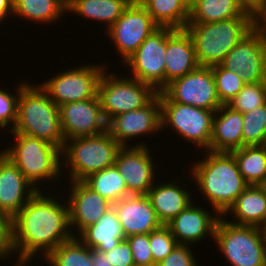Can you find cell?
Masks as SVG:
<instances>
[{
  "instance_id": "cell-1",
  "label": "cell",
  "mask_w": 266,
  "mask_h": 266,
  "mask_svg": "<svg viewBox=\"0 0 266 266\" xmlns=\"http://www.w3.org/2000/svg\"><path fill=\"white\" fill-rule=\"evenodd\" d=\"M47 195L37 191L8 221L9 257L18 254L14 266L30 265L39 253L45 259L59 244L73 237L67 200L63 203L55 194Z\"/></svg>"
},
{
  "instance_id": "cell-2",
  "label": "cell",
  "mask_w": 266,
  "mask_h": 266,
  "mask_svg": "<svg viewBox=\"0 0 266 266\" xmlns=\"http://www.w3.org/2000/svg\"><path fill=\"white\" fill-rule=\"evenodd\" d=\"M204 158L192 162L190 179L194 180L215 214L223 216L248 187L235 157L228 152L204 151Z\"/></svg>"
},
{
  "instance_id": "cell-3",
  "label": "cell",
  "mask_w": 266,
  "mask_h": 266,
  "mask_svg": "<svg viewBox=\"0 0 266 266\" xmlns=\"http://www.w3.org/2000/svg\"><path fill=\"white\" fill-rule=\"evenodd\" d=\"M32 84L29 80L21 81L17 119L12 131L44 140L61 150L65 138L59 107L40 84Z\"/></svg>"
},
{
  "instance_id": "cell-4",
  "label": "cell",
  "mask_w": 266,
  "mask_h": 266,
  "mask_svg": "<svg viewBox=\"0 0 266 266\" xmlns=\"http://www.w3.org/2000/svg\"><path fill=\"white\" fill-rule=\"evenodd\" d=\"M199 66L220 64L237 43L252 30V11L214 23H188Z\"/></svg>"
},
{
  "instance_id": "cell-5",
  "label": "cell",
  "mask_w": 266,
  "mask_h": 266,
  "mask_svg": "<svg viewBox=\"0 0 266 266\" xmlns=\"http://www.w3.org/2000/svg\"><path fill=\"white\" fill-rule=\"evenodd\" d=\"M13 145L0 152L24 174V177L38 190L41 182L58 181L62 174L61 150L44 140L15 133L12 130ZM55 179V180H54ZM40 183V184H39Z\"/></svg>"
},
{
  "instance_id": "cell-6",
  "label": "cell",
  "mask_w": 266,
  "mask_h": 266,
  "mask_svg": "<svg viewBox=\"0 0 266 266\" xmlns=\"http://www.w3.org/2000/svg\"><path fill=\"white\" fill-rule=\"evenodd\" d=\"M122 146L106 130L87 137L64 141L61 164L69 171V181H83L89 175L114 166L116 155ZM67 164V165H66Z\"/></svg>"
},
{
  "instance_id": "cell-7",
  "label": "cell",
  "mask_w": 266,
  "mask_h": 266,
  "mask_svg": "<svg viewBox=\"0 0 266 266\" xmlns=\"http://www.w3.org/2000/svg\"><path fill=\"white\" fill-rule=\"evenodd\" d=\"M221 216L214 243L231 266H266V250L257 226L235 225Z\"/></svg>"
},
{
  "instance_id": "cell-8",
  "label": "cell",
  "mask_w": 266,
  "mask_h": 266,
  "mask_svg": "<svg viewBox=\"0 0 266 266\" xmlns=\"http://www.w3.org/2000/svg\"><path fill=\"white\" fill-rule=\"evenodd\" d=\"M105 71L99 80L97 95L107 122L118 114L145 107L159 93L153 86L133 77H118L114 72L107 73V68Z\"/></svg>"
},
{
  "instance_id": "cell-9",
  "label": "cell",
  "mask_w": 266,
  "mask_h": 266,
  "mask_svg": "<svg viewBox=\"0 0 266 266\" xmlns=\"http://www.w3.org/2000/svg\"><path fill=\"white\" fill-rule=\"evenodd\" d=\"M161 103V127H170L185 141L209 151L216 110H205L178 102Z\"/></svg>"
},
{
  "instance_id": "cell-10",
  "label": "cell",
  "mask_w": 266,
  "mask_h": 266,
  "mask_svg": "<svg viewBox=\"0 0 266 266\" xmlns=\"http://www.w3.org/2000/svg\"><path fill=\"white\" fill-rule=\"evenodd\" d=\"M81 65L54 74L47 78L40 86L48 93L49 97L61 106L65 103L78 102L92 99L98 94V84L106 70L105 64Z\"/></svg>"
},
{
  "instance_id": "cell-11",
  "label": "cell",
  "mask_w": 266,
  "mask_h": 266,
  "mask_svg": "<svg viewBox=\"0 0 266 266\" xmlns=\"http://www.w3.org/2000/svg\"><path fill=\"white\" fill-rule=\"evenodd\" d=\"M159 93L160 102H178L205 110H217L222 106L211 66H198L185 76L173 80Z\"/></svg>"
},
{
  "instance_id": "cell-12",
  "label": "cell",
  "mask_w": 266,
  "mask_h": 266,
  "mask_svg": "<svg viewBox=\"0 0 266 266\" xmlns=\"http://www.w3.org/2000/svg\"><path fill=\"white\" fill-rule=\"evenodd\" d=\"M171 27H158L123 63L131 70L130 77L153 86L158 92L165 88V52ZM132 73V74H131ZM132 75V76H131Z\"/></svg>"
},
{
  "instance_id": "cell-13",
  "label": "cell",
  "mask_w": 266,
  "mask_h": 266,
  "mask_svg": "<svg viewBox=\"0 0 266 266\" xmlns=\"http://www.w3.org/2000/svg\"><path fill=\"white\" fill-rule=\"evenodd\" d=\"M158 27L144 6L133 0L105 35L115 44L123 64Z\"/></svg>"
},
{
  "instance_id": "cell-14",
  "label": "cell",
  "mask_w": 266,
  "mask_h": 266,
  "mask_svg": "<svg viewBox=\"0 0 266 266\" xmlns=\"http://www.w3.org/2000/svg\"><path fill=\"white\" fill-rule=\"evenodd\" d=\"M161 130L160 93L145 107L118 114L107 122V131L121 146L148 147L143 141L137 142L136 145H130L129 142L146 134L159 133Z\"/></svg>"
},
{
  "instance_id": "cell-15",
  "label": "cell",
  "mask_w": 266,
  "mask_h": 266,
  "mask_svg": "<svg viewBox=\"0 0 266 266\" xmlns=\"http://www.w3.org/2000/svg\"><path fill=\"white\" fill-rule=\"evenodd\" d=\"M220 65L239 74L245 84L266 82V49L253 30L237 43Z\"/></svg>"
},
{
  "instance_id": "cell-16",
  "label": "cell",
  "mask_w": 266,
  "mask_h": 266,
  "mask_svg": "<svg viewBox=\"0 0 266 266\" xmlns=\"http://www.w3.org/2000/svg\"><path fill=\"white\" fill-rule=\"evenodd\" d=\"M152 157L145 146H122L119 149L114 165L122 175L130 194L147 195L155 184L157 164Z\"/></svg>"
},
{
  "instance_id": "cell-17",
  "label": "cell",
  "mask_w": 266,
  "mask_h": 266,
  "mask_svg": "<svg viewBox=\"0 0 266 266\" xmlns=\"http://www.w3.org/2000/svg\"><path fill=\"white\" fill-rule=\"evenodd\" d=\"M62 132L66 140L101 134L107 130L98 95L92 99L59 106Z\"/></svg>"
},
{
  "instance_id": "cell-18",
  "label": "cell",
  "mask_w": 266,
  "mask_h": 266,
  "mask_svg": "<svg viewBox=\"0 0 266 266\" xmlns=\"http://www.w3.org/2000/svg\"><path fill=\"white\" fill-rule=\"evenodd\" d=\"M69 223L73 236L95 224L110 208L112 203L89 188L83 181H69ZM69 198V199H68ZM73 231H76L73 233ZM78 233V234H76Z\"/></svg>"
},
{
  "instance_id": "cell-19",
  "label": "cell",
  "mask_w": 266,
  "mask_h": 266,
  "mask_svg": "<svg viewBox=\"0 0 266 266\" xmlns=\"http://www.w3.org/2000/svg\"><path fill=\"white\" fill-rule=\"evenodd\" d=\"M38 190L0 152V213L10 221Z\"/></svg>"
},
{
  "instance_id": "cell-20",
  "label": "cell",
  "mask_w": 266,
  "mask_h": 266,
  "mask_svg": "<svg viewBox=\"0 0 266 266\" xmlns=\"http://www.w3.org/2000/svg\"><path fill=\"white\" fill-rule=\"evenodd\" d=\"M201 207L192 202L166 224L178 244L193 247L194 244L201 242L205 237L208 238V235L214 239L216 224L221 216L214 213L210 215V212L204 209V206L203 209Z\"/></svg>"
},
{
  "instance_id": "cell-21",
  "label": "cell",
  "mask_w": 266,
  "mask_h": 266,
  "mask_svg": "<svg viewBox=\"0 0 266 266\" xmlns=\"http://www.w3.org/2000/svg\"><path fill=\"white\" fill-rule=\"evenodd\" d=\"M112 207L119 218L125 238L135 234H148L162 226L147 195H128L115 202Z\"/></svg>"
},
{
  "instance_id": "cell-22",
  "label": "cell",
  "mask_w": 266,
  "mask_h": 266,
  "mask_svg": "<svg viewBox=\"0 0 266 266\" xmlns=\"http://www.w3.org/2000/svg\"><path fill=\"white\" fill-rule=\"evenodd\" d=\"M165 63V87L199 66L193 40L186 29H173L167 35Z\"/></svg>"
},
{
  "instance_id": "cell-23",
  "label": "cell",
  "mask_w": 266,
  "mask_h": 266,
  "mask_svg": "<svg viewBox=\"0 0 266 266\" xmlns=\"http://www.w3.org/2000/svg\"><path fill=\"white\" fill-rule=\"evenodd\" d=\"M179 183L180 180H164L161 184L156 182L147 193L162 225L168 224L193 202L189 189L181 185L184 182Z\"/></svg>"
},
{
  "instance_id": "cell-24",
  "label": "cell",
  "mask_w": 266,
  "mask_h": 266,
  "mask_svg": "<svg viewBox=\"0 0 266 266\" xmlns=\"http://www.w3.org/2000/svg\"><path fill=\"white\" fill-rule=\"evenodd\" d=\"M243 114L228 105L220 106L214 115L209 151L232 152L242 147Z\"/></svg>"
},
{
  "instance_id": "cell-25",
  "label": "cell",
  "mask_w": 266,
  "mask_h": 266,
  "mask_svg": "<svg viewBox=\"0 0 266 266\" xmlns=\"http://www.w3.org/2000/svg\"><path fill=\"white\" fill-rule=\"evenodd\" d=\"M91 249L107 252L126 239L115 209L110 208L95 224L77 236Z\"/></svg>"
},
{
  "instance_id": "cell-26",
  "label": "cell",
  "mask_w": 266,
  "mask_h": 266,
  "mask_svg": "<svg viewBox=\"0 0 266 266\" xmlns=\"http://www.w3.org/2000/svg\"><path fill=\"white\" fill-rule=\"evenodd\" d=\"M229 214L235 219L228 220L232 224L259 227L266 220V196L256 185H248L223 217Z\"/></svg>"
},
{
  "instance_id": "cell-27",
  "label": "cell",
  "mask_w": 266,
  "mask_h": 266,
  "mask_svg": "<svg viewBox=\"0 0 266 266\" xmlns=\"http://www.w3.org/2000/svg\"><path fill=\"white\" fill-rule=\"evenodd\" d=\"M133 0H67L66 12H73L88 20L105 22L107 31Z\"/></svg>"
},
{
  "instance_id": "cell-28",
  "label": "cell",
  "mask_w": 266,
  "mask_h": 266,
  "mask_svg": "<svg viewBox=\"0 0 266 266\" xmlns=\"http://www.w3.org/2000/svg\"><path fill=\"white\" fill-rule=\"evenodd\" d=\"M159 27L185 29L190 8L184 0H138Z\"/></svg>"
},
{
  "instance_id": "cell-29",
  "label": "cell",
  "mask_w": 266,
  "mask_h": 266,
  "mask_svg": "<svg viewBox=\"0 0 266 266\" xmlns=\"http://www.w3.org/2000/svg\"><path fill=\"white\" fill-rule=\"evenodd\" d=\"M67 0H13V14L34 23H55L66 12Z\"/></svg>"
},
{
  "instance_id": "cell-30",
  "label": "cell",
  "mask_w": 266,
  "mask_h": 266,
  "mask_svg": "<svg viewBox=\"0 0 266 266\" xmlns=\"http://www.w3.org/2000/svg\"><path fill=\"white\" fill-rule=\"evenodd\" d=\"M246 11L239 0H199L190 8L188 23H214L240 17Z\"/></svg>"
},
{
  "instance_id": "cell-31",
  "label": "cell",
  "mask_w": 266,
  "mask_h": 266,
  "mask_svg": "<svg viewBox=\"0 0 266 266\" xmlns=\"http://www.w3.org/2000/svg\"><path fill=\"white\" fill-rule=\"evenodd\" d=\"M230 153L248 185H257L266 176V145L243 146Z\"/></svg>"
},
{
  "instance_id": "cell-32",
  "label": "cell",
  "mask_w": 266,
  "mask_h": 266,
  "mask_svg": "<svg viewBox=\"0 0 266 266\" xmlns=\"http://www.w3.org/2000/svg\"><path fill=\"white\" fill-rule=\"evenodd\" d=\"M83 182L112 204L131 195L115 165L89 175Z\"/></svg>"
},
{
  "instance_id": "cell-33",
  "label": "cell",
  "mask_w": 266,
  "mask_h": 266,
  "mask_svg": "<svg viewBox=\"0 0 266 266\" xmlns=\"http://www.w3.org/2000/svg\"><path fill=\"white\" fill-rule=\"evenodd\" d=\"M92 249L77 236L59 244L44 260L51 266H93Z\"/></svg>"
},
{
  "instance_id": "cell-34",
  "label": "cell",
  "mask_w": 266,
  "mask_h": 266,
  "mask_svg": "<svg viewBox=\"0 0 266 266\" xmlns=\"http://www.w3.org/2000/svg\"><path fill=\"white\" fill-rule=\"evenodd\" d=\"M266 103L243 114L242 147L265 145Z\"/></svg>"
},
{
  "instance_id": "cell-35",
  "label": "cell",
  "mask_w": 266,
  "mask_h": 266,
  "mask_svg": "<svg viewBox=\"0 0 266 266\" xmlns=\"http://www.w3.org/2000/svg\"><path fill=\"white\" fill-rule=\"evenodd\" d=\"M211 67L217 96L222 105H227L244 87L245 83L239 74L223 68L220 64Z\"/></svg>"
},
{
  "instance_id": "cell-36",
  "label": "cell",
  "mask_w": 266,
  "mask_h": 266,
  "mask_svg": "<svg viewBox=\"0 0 266 266\" xmlns=\"http://www.w3.org/2000/svg\"><path fill=\"white\" fill-rule=\"evenodd\" d=\"M266 103V82L245 84L227 105L242 114Z\"/></svg>"
},
{
  "instance_id": "cell-37",
  "label": "cell",
  "mask_w": 266,
  "mask_h": 266,
  "mask_svg": "<svg viewBox=\"0 0 266 266\" xmlns=\"http://www.w3.org/2000/svg\"><path fill=\"white\" fill-rule=\"evenodd\" d=\"M149 241L153 263L155 265H158L178 246L176 238L166 225H162L158 229L150 232Z\"/></svg>"
},
{
  "instance_id": "cell-38",
  "label": "cell",
  "mask_w": 266,
  "mask_h": 266,
  "mask_svg": "<svg viewBox=\"0 0 266 266\" xmlns=\"http://www.w3.org/2000/svg\"><path fill=\"white\" fill-rule=\"evenodd\" d=\"M0 88V128L8 126L14 128L17 119V102L20 95V84L16 88V94L9 92L6 89Z\"/></svg>"
},
{
  "instance_id": "cell-39",
  "label": "cell",
  "mask_w": 266,
  "mask_h": 266,
  "mask_svg": "<svg viewBox=\"0 0 266 266\" xmlns=\"http://www.w3.org/2000/svg\"><path fill=\"white\" fill-rule=\"evenodd\" d=\"M126 240L130 244L135 266H156L153 263L149 233L131 235Z\"/></svg>"
},
{
  "instance_id": "cell-40",
  "label": "cell",
  "mask_w": 266,
  "mask_h": 266,
  "mask_svg": "<svg viewBox=\"0 0 266 266\" xmlns=\"http://www.w3.org/2000/svg\"><path fill=\"white\" fill-rule=\"evenodd\" d=\"M191 248V245L178 244V246L156 266H199Z\"/></svg>"
},
{
  "instance_id": "cell-41",
  "label": "cell",
  "mask_w": 266,
  "mask_h": 266,
  "mask_svg": "<svg viewBox=\"0 0 266 266\" xmlns=\"http://www.w3.org/2000/svg\"><path fill=\"white\" fill-rule=\"evenodd\" d=\"M112 266H134L130 244L126 239L122 240L114 249L105 252Z\"/></svg>"
},
{
  "instance_id": "cell-42",
  "label": "cell",
  "mask_w": 266,
  "mask_h": 266,
  "mask_svg": "<svg viewBox=\"0 0 266 266\" xmlns=\"http://www.w3.org/2000/svg\"><path fill=\"white\" fill-rule=\"evenodd\" d=\"M252 30L258 35L266 49V4L252 11Z\"/></svg>"
},
{
  "instance_id": "cell-43",
  "label": "cell",
  "mask_w": 266,
  "mask_h": 266,
  "mask_svg": "<svg viewBox=\"0 0 266 266\" xmlns=\"http://www.w3.org/2000/svg\"><path fill=\"white\" fill-rule=\"evenodd\" d=\"M9 257L8 220L0 213V259Z\"/></svg>"
},
{
  "instance_id": "cell-44",
  "label": "cell",
  "mask_w": 266,
  "mask_h": 266,
  "mask_svg": "<svg viewBox=\"0 0 266 266\" xmlns=\"http://www.w3.org/2000/svg\"><path fill=\"white\" fill-rule=\"evenodd\" d=\"M91 261L93 266H112L105 252L97 249H92Z\"/></svg>"
},
{
  "instance_id": "cell-45",
  "label": "cell",
  "mask_w": 266,
  "mask_h": 266,
  "mask_svg": "<svg viewBox=\"0 0 266 266\" xmlns=\"http://www.w3.org/2000/svg\"><path fill=\"white\" fill-rule=\"evenodd\" d=\"M0 12L5 16L13 14V0H0Z\"/></svg>"
},
{
  "instance_id": "cell-46",
  "label": "cell",
  "mask_w": 266,
  "mask_h": 266,
  "mask_svg": "<svg viewBox=\"0 0 266 266\" xmlns=\"http://www.w3.org/2000/svg\"><path fill=\"white\" fill-rule=\"evenodd\" d=\"M247 10L253 11L255 8L266 4V0H239Z\"/></svg>"
},
{
  "instance_id": "cell-47",
  "label": "cell",
  "mask_w": 266,
  "mask_h": 266,
  "mask_svg": "<svg viewBox=\"0 0 266 266\" xmlns=\"http://www.w3.org/2000/svg\"><path fill=\"white\" fill-rule=\"evenodd\" d=\"M259 230L266 250V220L259 226Z\"/></svg>"
},
{
  "instance_id": "cell-48",
  "label": "cell",
  "mask_w": 266,
  "mask_h": 266,
  "mask_svg": "<svg viewBox=\"0 0 266 266\" xmlns=\"http://www.w3.org/2000/svg\"><path fill=\"white\" fill-rule=\"evenodd\" d=\"M256 186L266 196V176Z\"/></svg>"
},
{
  "instance_id": "cell-49",
  "label": "cell",
  "mask_w": 266,
  "mask_h": 266,
  "mask_svg": "<svg viewBox=\"0 0 266 266\" xmlns=\"http://www.w3.org/2000/svg\"><path fill=\"white\" fill-rule=\"evenodd\" d=\"M198 1L199 0H184V2L188 5L189 8H191Z\"/></svg>"
},
{
  "instance_id": "cell-50",
  "label": "cell",
  "mask_w": 266,
  "mask_h": 266,
  "mask_svg": "<svg viewBox=\"0 0 266 266\" xmlns=\"http://www.w3.org/2000/svg\"><path fill=\"white\" fill-rule=\"evenodd\" d=\"M8 20V18H6L1 12H0V25H1V23H3L4 22V20Z\"/></svg>"
}]
</instances>
